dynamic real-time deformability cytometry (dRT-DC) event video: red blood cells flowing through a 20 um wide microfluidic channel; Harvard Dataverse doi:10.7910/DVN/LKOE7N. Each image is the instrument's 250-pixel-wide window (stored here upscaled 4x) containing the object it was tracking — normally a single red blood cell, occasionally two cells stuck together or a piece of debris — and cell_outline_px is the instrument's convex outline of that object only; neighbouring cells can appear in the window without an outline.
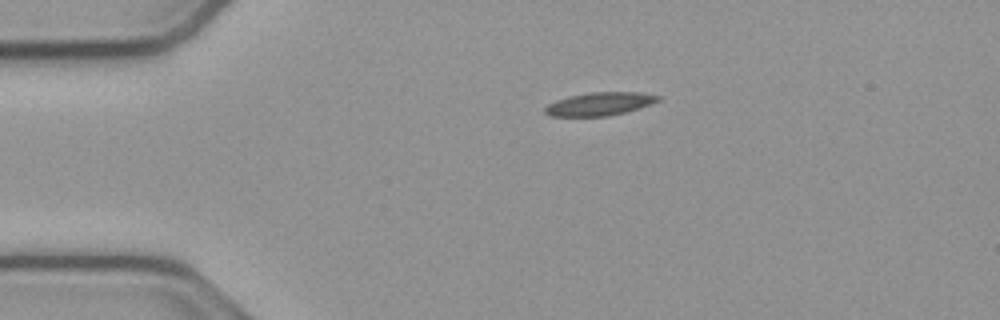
{"species": "common noctule bat (a hibernating species)", "species_latin": "Nyctalus noctula", "temperature_condition": "cold", "stored_images_in_passage": 44, "camera_frame_rate_fps": 3000, "um_per_image_px": 0.085, "animal": {"sex": "male", "body_mass_g": 23.1, "forearm_length_mm": 52.7}, "frame": {"image": 1, "passage_image": 1, "time_ms": 0.0, "image_size_px": [1000, 320], "cell_outline_px": [[660, 100], [652, 104], [640, 108], [608, 116], [548, 116], [544, 112], [544, 108], [548, 104], [556, 100], [568, 96], [592, 92], [640, 92], [660, 96]], "centroid_in_image_um": [50.96, 8.83], "position_along_channel_um": 34.0, "area_um2": 15.32}}
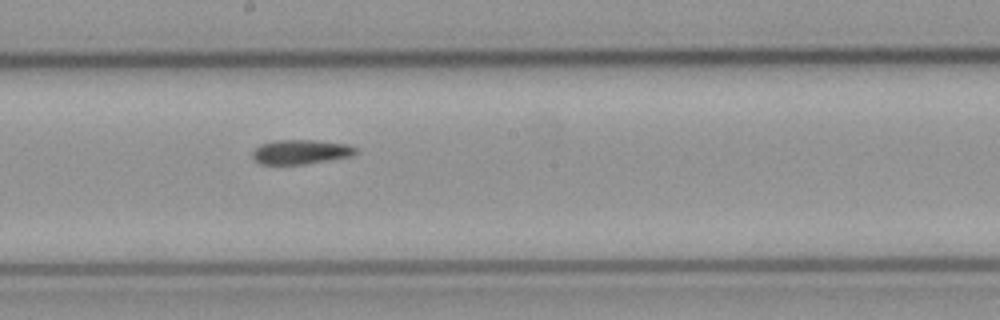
{"frame": {"image": 2, "passage_image": 19, "time_ms": 6.0, "image_size_px": [1000, 320], "cell_outline_px": [[360, 152], [352, 156], [304, 164], [260, 164], [252, 156], [252, 152], [260, 144], [272, 140], [316, 140], [348, 144], [360, 148]], "centroid_in_image_um": [25.62, 12.9], "position_along_channel_um": 222.6, "area_um2": 14.91}}
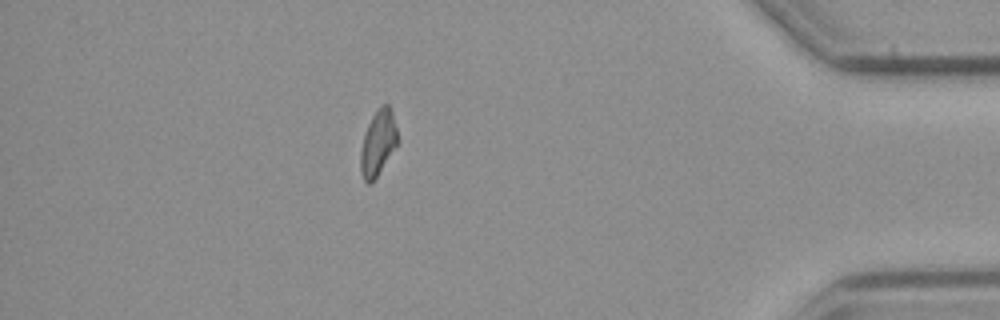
{"frame": {"image": 3, "passage_image": 37, "time_ms": 12.0, "image_size_px": [1000, 320], "cell_outline_px": [[400, 140], [376, 176], [368, 184], [364, 180], [360, 172], [360, 152], [364, 136], [368, 124], [372, 116], [380, 104], [388, 104], [392, 108]], "centroid_in_image_um": [32.16, 12.08], "position_along_channel_um": 403.0, "area_um2": 14.16}, "authors_computed_cell_mechanics": {"area_um2": 14.9413, "velocity_mm_per_s": 3.803, "shape_relaxation_time_tau1_ms": null, "shape_relaxation_time_tau2_ms": 8.0522, "deformation_change_tau1": null, "deformation_change_tau2": 0.1585}}